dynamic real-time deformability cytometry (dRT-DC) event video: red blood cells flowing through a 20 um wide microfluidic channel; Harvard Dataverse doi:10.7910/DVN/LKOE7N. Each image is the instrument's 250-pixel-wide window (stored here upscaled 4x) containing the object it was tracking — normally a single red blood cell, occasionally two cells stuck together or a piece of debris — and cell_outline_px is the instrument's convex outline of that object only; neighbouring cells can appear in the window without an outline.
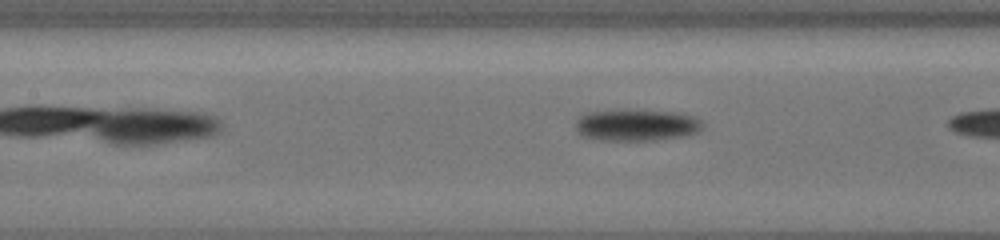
{"species": "common noctule bat (a hibernating species)", "species_latin": "Nyctalus noctula", "temperature_condition": "cold", "stored_images_in_passage": 6, "camera_frame_rate_fps": 3000, "um_per_image_px": 0.085, "animal": {"sex": "female", "body_mass_g": 19.5, "forearm_length_mm": 54.1}, "frame": {"image": 1, "passage_image": 5, "time_ms": 1.0, "image_size_px": [1000, 240], "cell_outline_px": [[700, 128], [696, 132], [680, 136], [656, 140], [600, 140], [584, 136], [576, 128], [576, 124], [588, 112], [624, 108], [672, 112], [692, 116], [700, 120]], "centroid_in_image_um": [54.08, 10.61], "position_along_channel_um": 153.3, "area_um2": 23.12}}